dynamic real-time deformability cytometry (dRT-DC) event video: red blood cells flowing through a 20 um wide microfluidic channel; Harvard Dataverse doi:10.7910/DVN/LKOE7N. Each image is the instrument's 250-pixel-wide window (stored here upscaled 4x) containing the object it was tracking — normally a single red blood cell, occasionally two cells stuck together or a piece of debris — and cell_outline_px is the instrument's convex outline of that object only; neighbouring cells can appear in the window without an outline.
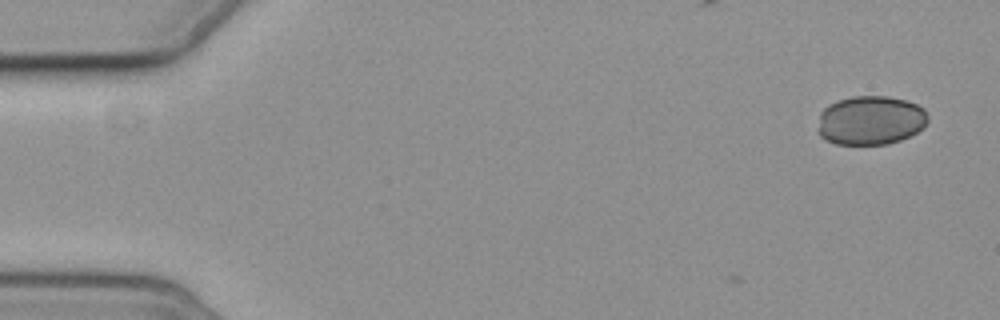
{"species": "common noctule bat (a hibernating species)", "species_latin": "Nyctalus noctula", "temperature_condition": "cold", "stored_images_in_passage": 4, "camera_frame_rate_fps": 3000, "um_per_image_px": 0.085, "animal": {"sex": "female", "body_mass_g": 19.3, "forearm_length_mm": 54.1}, "frame": {"image": 1, "passage_image": 1, "time_ms": 0.0, "image_size_px": [1000, 320], "cell_outline_px": [[928, 120], [924, 128], [900, 140], [888, 144], [836, 144], [824, 140], [820, 136], [816, 128], [820, 112], [828, 104], [852, 96], [888, 96], [908, 100], [924, 108], [928, 116]], "centroid_in_image_um": [73.98, 10.23], "position_along_channel_um": 11.0, "area_um2": 31.91}}